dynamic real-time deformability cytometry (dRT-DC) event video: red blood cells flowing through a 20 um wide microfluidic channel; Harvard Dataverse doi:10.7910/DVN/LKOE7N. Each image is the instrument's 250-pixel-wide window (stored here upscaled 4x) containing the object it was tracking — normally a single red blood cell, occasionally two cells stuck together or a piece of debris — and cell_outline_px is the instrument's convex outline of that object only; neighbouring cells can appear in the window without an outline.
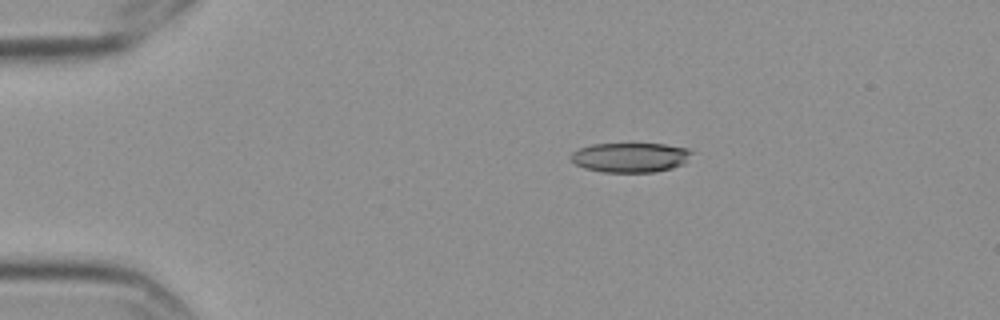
{"species": "Egyptian fruit bat (a non-hibernating species)", "species_latin": "Rousettus aegyptiacus", "temperature_condition": "cold", "stored_images_in_passage": 8, "camera_frame_rate_fps": 3000, "um_per_image_px": 0.085, "frame": {"image": 1, "passage_image": 3, "time_ms": 0.667, "image_size_px": [1000, 320], "cell_outline_px": [[692, 152], [684, 164], [672, 168], [656, 172], [604, 172], [584, 168], [576, 164], [568, 156], [572, 152], [580, 148], [592, 144], [664, 144], [688, 148]], "centroid_in_image_um": [53.57, 13.38], "position_along_channel_um": 31.4, "area_um2": 20.87}}
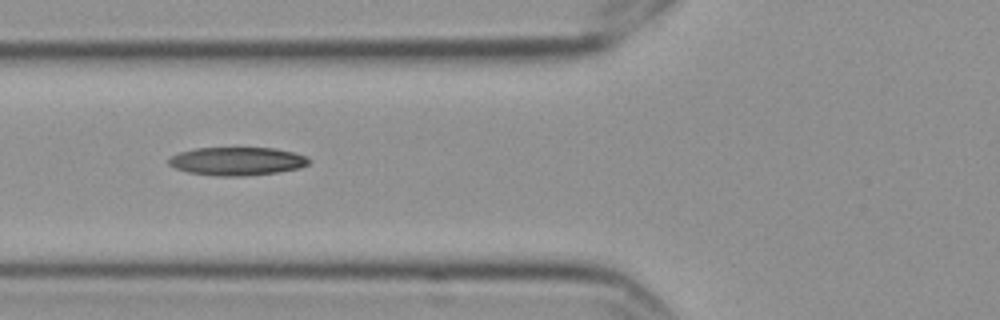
{"frame": {"image": 2, "passage_image": 6, "time_ms": 1.667, "image_size_px": [1000, 320], "cell_outline_px": [[312, 160], [308, 164], [300, 168], [276, 172], [244, 176], [220, 176], [188, 172], [176, 168], [168, 164], [168, 160], [172, 156], [180, 152], [196, 148], [272, 148], [292, 152], [308, 156]], "centroid_in_image_um": [20.18, 13.7], "position_along_channel_um": 105.6, "area_um2": 22.95}}
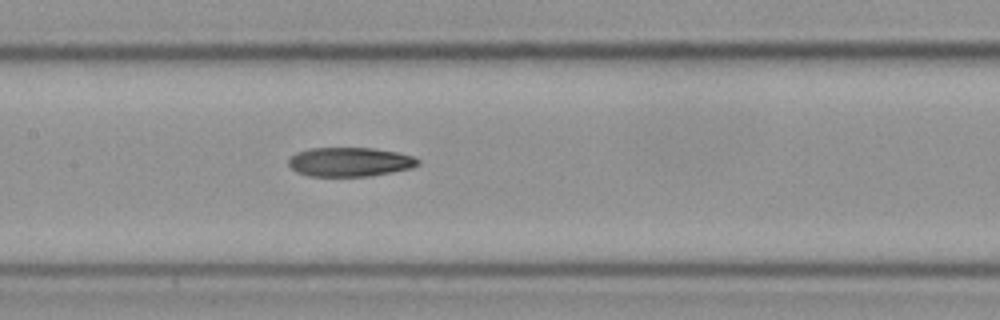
{"frame": {"image": 3, "passage_image": 8, "time_ms": 2.333, "image_size_px": [1000, 320], "cell_outline_px": [[420, 164], [412, 168], [368, 176], [308, 176], [296, 172], [288, 164], [288, 160], [296, 152], [308, 148], [376, 148], [400, 152], [412, 156], [420, 160]], "centroid_in_image_um": [29.74, 13.75], "position_along_channel_um": 177.7, "area_um2": 22.14}}